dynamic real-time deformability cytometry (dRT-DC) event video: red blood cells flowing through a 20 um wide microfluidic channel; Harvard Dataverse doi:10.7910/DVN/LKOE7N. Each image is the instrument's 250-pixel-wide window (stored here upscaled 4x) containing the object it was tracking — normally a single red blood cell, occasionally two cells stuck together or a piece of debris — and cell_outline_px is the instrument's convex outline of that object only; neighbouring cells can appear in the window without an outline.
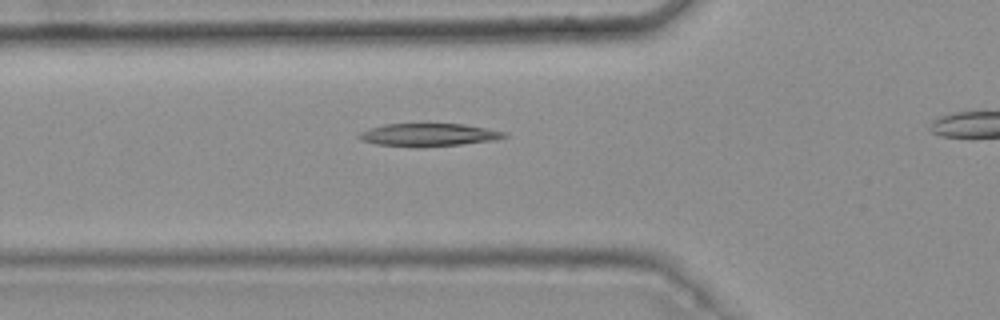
{"species": "common noctule bat (a hibernating species)", "species_latin": "Nyctalus noctula", "temperature_condition": "warm", "stored_images_in_passage": 36, "camera_frame_rate_fps": 3000, "um_per_image_px": 0.085, "animal": {"sex": "female", "body_mass_g": 25.1}, "frame": {"image": 1, "passage_image": 5, "time_ms": 1.333, "image_size_px": [1000, 320], "cell_outline_px": [[508, 136], [496, 140], [460, 144], [416, 148], [376, 144], [360, 140], [356, 136], [360, 132], [368, 128], [384, 124], [464, 124], [508, 132]], "centroid_in_image_um": [36.41, 11.47], "position_along_channel_um": 89.4, "area_um2": 19.59}}
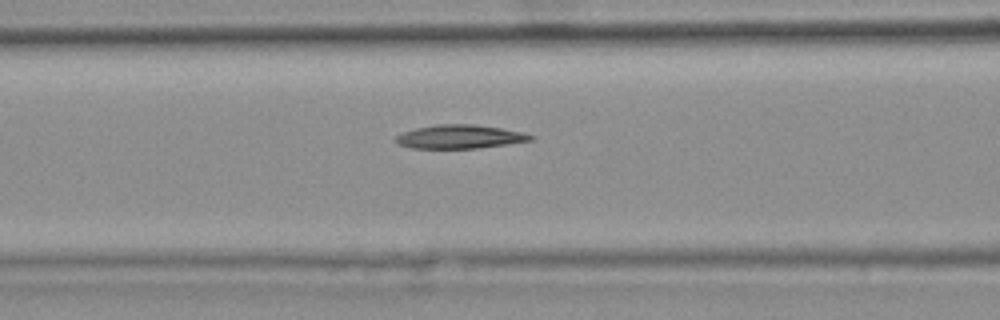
{"frame": {"image": 2, "passage_image": 8, "time_ms": 2.333, "image_size_px": [1000, 320], "cell_outline_px": [[536, 136], [532, 140], [508, 144], [480, 148], [412, 148], [400, 144], [392, 140], [396, 136], [404, 132], [416, 128], [436, 124], [472, 124], [500, 128], [524, 132]], "centroid_in_image_um": [39.1, 11.62], "position_along_channel_um": 127.5, "area_um2": 18.61}}
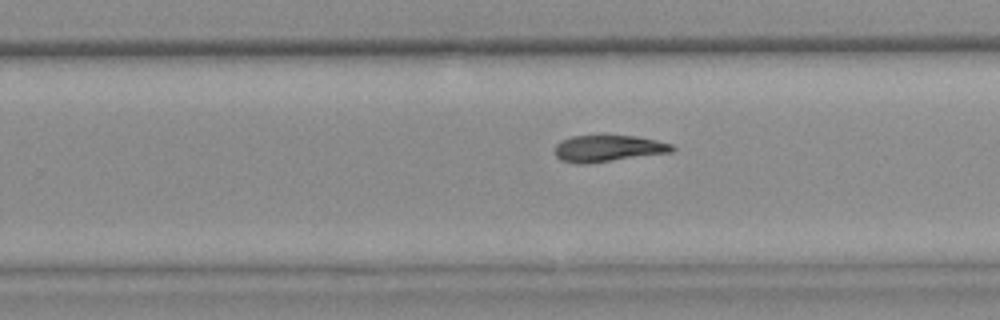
{"frame": {"image": 3, "passage_image": 20, "time_ms": 6.333, "image_size_px": [1000, 320], "cell_outline_px": [[676, 148], [672, 152], [584, 164], [580, 164], [560, 160], [556, 156], [556, 144], [560, 140], [572, 136], [636, 136], [656, 140], [672, 144]], "centroid_in_image_um": [51.69, 12.61], "position_along_channel_um": 278.1, "area_um2": 17.98}}